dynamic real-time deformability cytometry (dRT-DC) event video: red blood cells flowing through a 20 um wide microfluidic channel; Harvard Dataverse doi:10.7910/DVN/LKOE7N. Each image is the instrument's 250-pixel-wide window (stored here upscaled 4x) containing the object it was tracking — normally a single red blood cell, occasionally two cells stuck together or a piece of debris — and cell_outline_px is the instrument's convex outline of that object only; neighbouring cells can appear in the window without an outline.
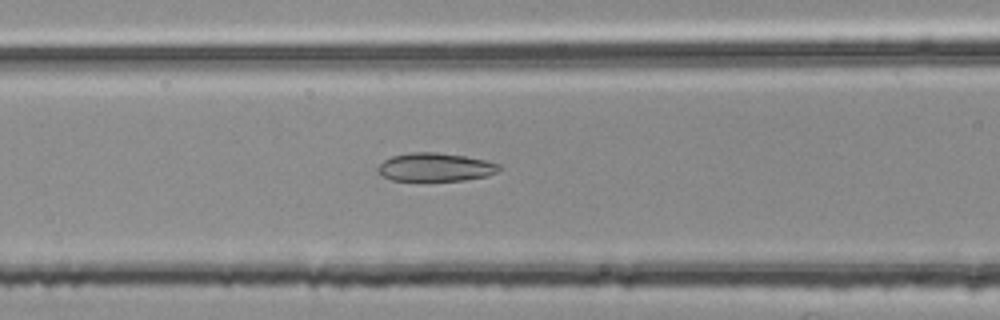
{"species": "common noctule bat (a hibernating species)", "species_latin": "Nyctalus noctula", "temperature_condition": "room temperature", "stored_images_in_passage": 44, "camera_frame_rate_fps": 3000, "um_per_image_px": 0.085, "animal": {"sex": "female", "body_mass_g": 25.1}, "frame": {"image": 1, "passage_image": 12, "time_ms": 3.667, "image_size_px": [1000, 320], "cell_outline_px": [[504, 168], [488, 176], [464, 180], [392, 180], [376, 172], [376, 168], [384, 160], [392, 156], [412, 152], [436, 152], [464, 156], [484, 160], [500, 164]], "centroid_in_image_um": [37.02, 14.2], "position_along_channel_um": 129.6, "area_um2": 20.0}}
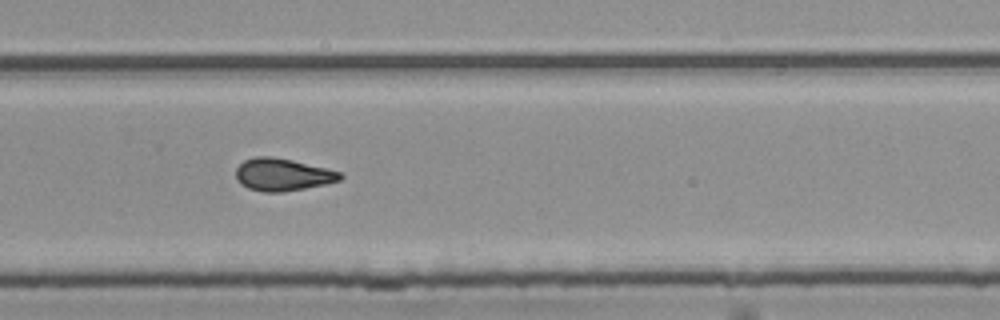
{"frame": {"image": 2, "passage_image": 26, "time_ms": 8.333, "image_size_px": [1000, 320], "cell_outline_px": [[344, 176], [340, 180], [324, 184], [284, 192], [264, 192], [248, 188], [240, 184], [236, 176], [236, 168], [244, 160], [256, 156], [272, 156], [292, 160], [328, 168], [340, 172]], "centroid_in_image_um": [24.01, 14.83], "position_along_channel_um": 305.8, "area_um2": 19.71}}
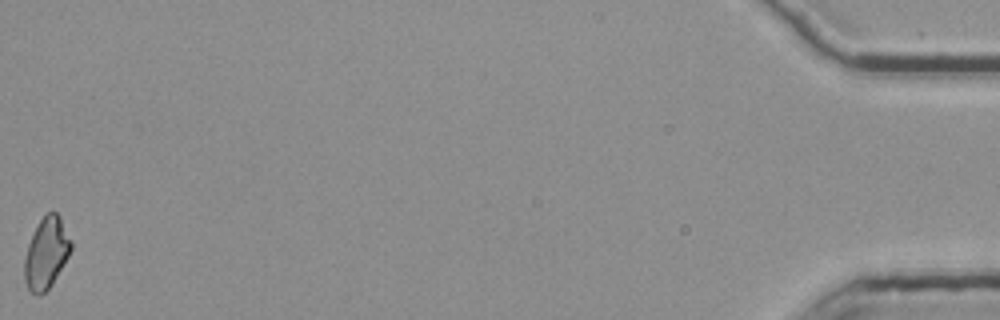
{"frame": {"image": 3, "passage_image": 44, "time_ms": 14.333, "image_size_px": [1000, 320], "cell_outline_px": [[72, 248], [68, 256], [48, 288], [40, 296], [36, 296], [28, 288], [24, 280], [24, 260], [28, 244], [44, 212], [56, 212], [60, 216], [72, 240]], "centroid_in_image_um": [3.93, 21.49], "position_along_channel_um": 431.3, "area_um2": 19.13}, "authors_computed_cell_mechanics": {"area_um2": 19.5364, "velocity_mm_per_s": 3.7827, "shape_relaxation_time_tau1_ms": null, "shape_relaxation_time_tau2_ms": 2.6912, "deformation_change_tau1": null, "deformation_change_tau2": 0.105}}